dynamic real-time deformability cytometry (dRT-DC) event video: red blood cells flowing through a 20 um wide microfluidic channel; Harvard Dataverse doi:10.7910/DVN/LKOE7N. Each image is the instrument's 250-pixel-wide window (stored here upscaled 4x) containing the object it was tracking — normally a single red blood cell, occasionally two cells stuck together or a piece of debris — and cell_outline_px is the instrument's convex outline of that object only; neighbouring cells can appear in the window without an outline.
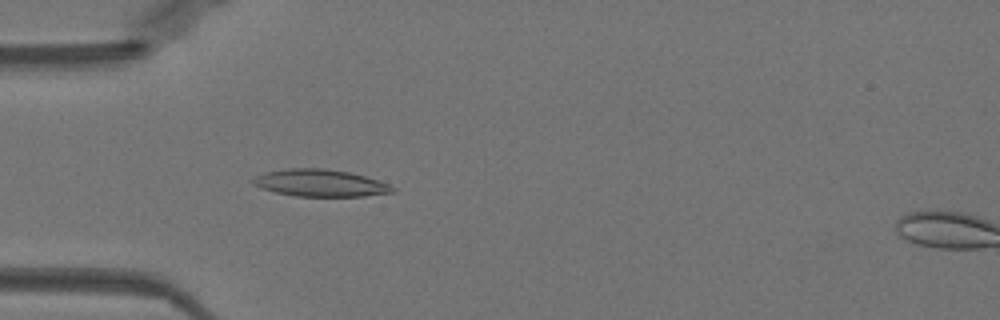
{"species": "Egyptian fruit bat (a non-hibernating species)", "species_latin": "Rousettus aegyptiacus", "temperature_condition": "warm", "stored_images_in_passage": 34, "camera_frame_rate_fps": 3000, "um_per_image_px": 0.085, "animal": {"sex": "female"}, "frame": {"image": 1, "passage_image": 3, "time_ms": 0.667, "image_size_px": [1000, 320], "cell_outline_px": [[396, 192], [364, 196], [296, 196], [276, 192], [260, 188], [252, 184], [252, 176], [264, 172], [288, 168], [324, 168], [348, 172], [364, 176], [388, 184], [396, 188]], "centroid_in_image_um": [27.17, 15.55], "position_along_channel_um": 57.8, "area_um2": 22.08}}
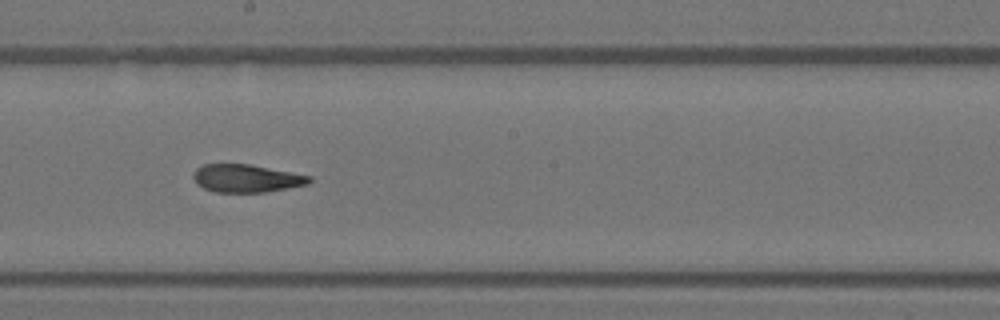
{"frame": {"image": 2, "passage_image": 16, "time_ms": 5.0, "image_size_px": [1000, 320], "cell_outline_px": [[312, 180], [308, 184], [288, 188], [264, 192], [216, 192], [204, 188], [196, 184], [192, 176], [192, 172], [196, 168], [204, 164], [252, 164], [312, 176]], "centroid_in_image_um": [20.93, 15.15], "position_along_channel_um": 227.3, "area_um2": 19.02}}
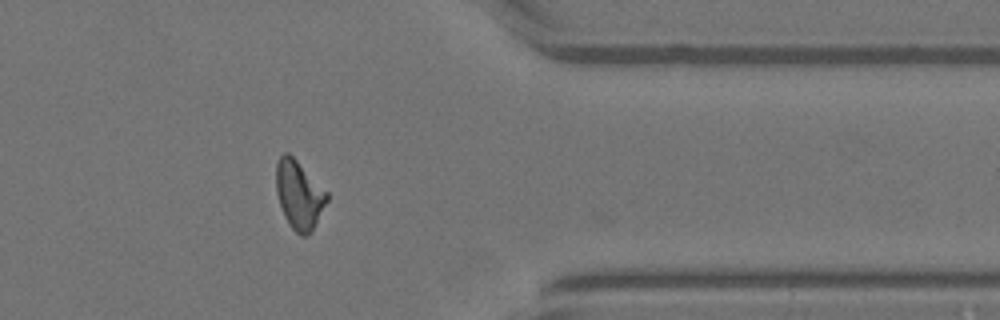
{"frame": {"image": 3, "passage_image": 29, "time_ms": 9.333, "image_size_px": [1000, 320], "cell_outline_px": [[328, 200], [308, 236], [300, 236], [288, 224], [284, 216], [276, 192], [276, 164], [280, 156], [284, 152], [288, 152], [328, 192]], "centroid_in_image_um": [25.41, 16.56], "position_along_channel_um": 386.0, "area_um2": 20.06}, "authors_computed_cell_mechanics": {"area_um2": 20.0566, "velocity_mm_per_s": 3.9932, "shape_relaxation_time_tau1_ms": null, "shape_relaxation_time_tau2_ms": 2.3605, "deformation_change_tau1": null, "deformation_change_tau2": 0.1038}}